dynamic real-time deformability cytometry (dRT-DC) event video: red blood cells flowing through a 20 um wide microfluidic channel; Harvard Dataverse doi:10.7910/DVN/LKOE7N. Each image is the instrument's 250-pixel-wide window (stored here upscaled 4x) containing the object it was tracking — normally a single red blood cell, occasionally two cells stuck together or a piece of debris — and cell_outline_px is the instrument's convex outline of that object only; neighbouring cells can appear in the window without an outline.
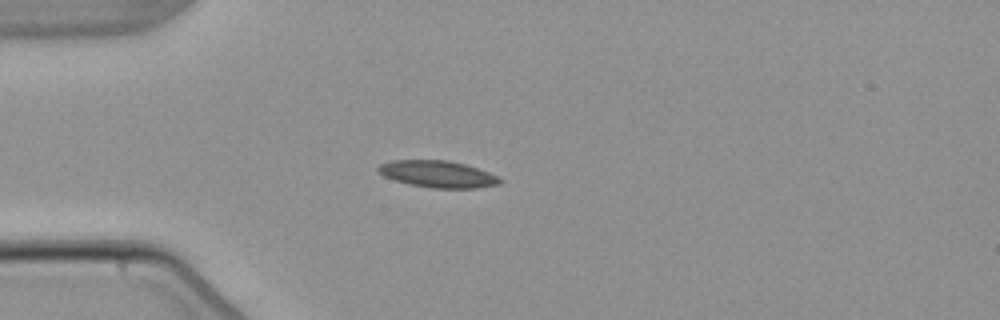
{"species": "common noctule bat (a hibernating species)", "species_latin": "Nyctalus noctula", "temperature_condition": "warm", "stored_images_in_passage": 4, "camera_frame_rate_fps": 3000, "um_per_image_px": 0.085, "animal": {"sex": "male", "body_mass_g": 21.5, "forearm_length_mm": 52.0}, "frame": {"image": 1, "passage_image": 3, "time_ms": 2.667, "image_size_px": [1000, 320], "cell_outline_px": [[504, 180], [500, 184], [476, 188], [432, 188], [408, 184], [384, 176], [376, 168], [380, 164], [392, 160], [448, 160], [464, 164], [500, 176]], "centroid_in_image_um": [37.24, 14.8], "position_along_channel_um": 47.8, "area_um2": 19.02}}